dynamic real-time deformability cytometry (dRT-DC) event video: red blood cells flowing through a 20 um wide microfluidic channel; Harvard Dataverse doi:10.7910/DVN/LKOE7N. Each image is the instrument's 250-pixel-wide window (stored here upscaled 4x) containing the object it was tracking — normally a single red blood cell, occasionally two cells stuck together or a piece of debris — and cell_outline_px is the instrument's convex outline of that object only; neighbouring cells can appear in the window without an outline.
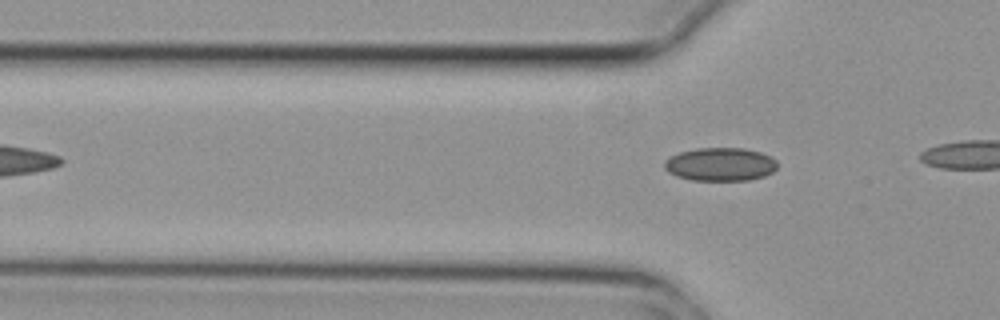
{"species": "common noctule bat (a hibernating species)", "species_latin": "Nyctalus noctula", "temperature_condition": "cold", "stored_images_in_passage": 5, "camera_frame_rate_fps": 3000, "um_per_image_px": 0.085, "animal": {"sex": "female", "body_mass_g": 29.2, "forearm_length_mm": 56.3}, "frame": {"image": 1, "passage_image": 5, "time_ms": 1.333, "image_size_px": [1000, 320], "cell_outline_px": [[776, 168], [772, 172], [764, 176], [748, 180], [692, 180], [676, 176], [668, 172], [664, 168], [664, 160], [668, 156], [680, 152], [696, 148], [744, 148], [760, 152], [776, 160]], "centroid_in_image_um": [61.18, 13.96], "position_along_channel_um": 64.6, "area_um2": 21.96}}